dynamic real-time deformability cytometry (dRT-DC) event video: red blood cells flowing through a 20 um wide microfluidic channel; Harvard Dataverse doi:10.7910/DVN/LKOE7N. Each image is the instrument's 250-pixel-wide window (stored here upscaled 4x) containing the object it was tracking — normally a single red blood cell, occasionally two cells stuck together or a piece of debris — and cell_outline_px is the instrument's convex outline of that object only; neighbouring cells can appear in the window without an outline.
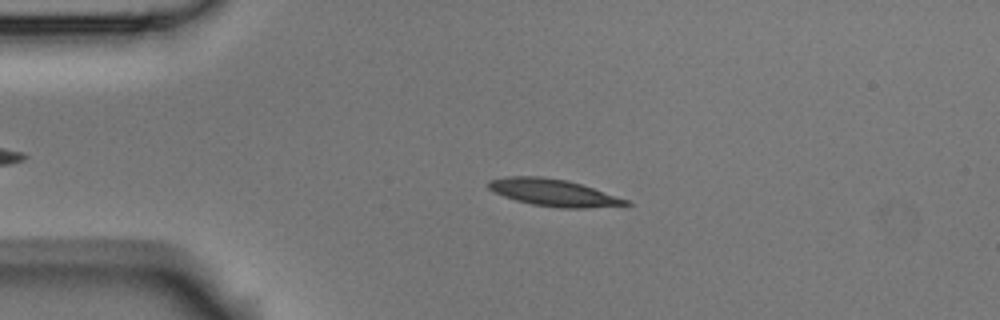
{"species": "Egyptian fruit bat (a non-hibernating species)", "species_latin": "Rousettus aegyptiacus", "temperature_condition": "room temperature", "stored_images_in_passage": 40, "camera_frame_rate_fps": 3000, "um_per_image_px": 0.085, "animal": {"sex": "male"}, "frame": {"image": 1, "passage_image": 4, "time_ms": 1.0, "image_size_px": [1000, 320], "cell_outline_px": [[632, 204], [588, 208], [560, 208], [532, 204], [516, 200], [504, 196], [488, 188], [488, 180], [508, 176], [540, 176], [568, 180], [628, 200]], "centroid_in_image_um": [47.01, 16.37], "position_along_channel_um": 38.0, "area_um2": 21.33}}
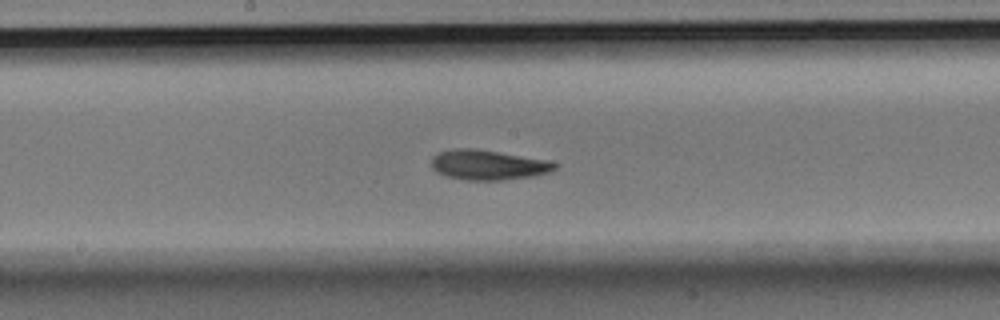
{"frame": {"image": 2, "passage_image": 20, "time_ms": 6.333, "image_size_px": [1000, 320], "cell_outline_px": [[556, 168], [548, 172], [532, 176], [504, 180], [468, 180], [444, 176], [436, 172], [432, 168], [432, 156], [440, 152], [460, 148], [476, 148], [548, 160], [556, 164]], "centroid_in_image_um": [41.46, 14.02], "position_along_channel_um": 206.7, "area_um2": 21.44}}
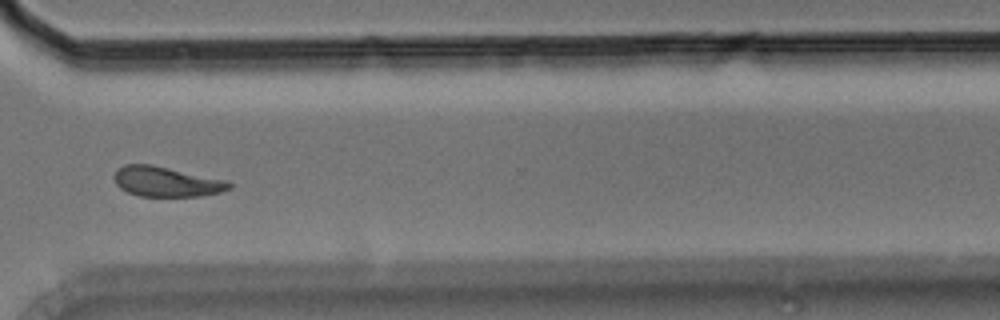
{"frame": {"image": 3, "passage_image": 32, "time_ms": 10.333, "image_size_px": [1000, 320], "cell_outline_px": [[232, 188], [220, 192], [200, 196], [140, 196], [128, 192], [120, 188], [116, 184], [116, 168], [124, 164], [148, 164], [228, 180], [232, 184]], "centroid_in_image_um": [14.16, 15.44], "position_along_channel_um": 356.4, "area_um2": 19.94}, "authors_computed_cell_mechanics": {"area_um2": 20.7213, "velocity_mm_per_s": 3.7472, "shape_relaxation_time_tau1_ms": 3.0138, "shape_relaxation_time_tau2_ms": 4.9904, "deformation_change_tau1": 0.127, "deformation_change_tau2": 0.1165}}